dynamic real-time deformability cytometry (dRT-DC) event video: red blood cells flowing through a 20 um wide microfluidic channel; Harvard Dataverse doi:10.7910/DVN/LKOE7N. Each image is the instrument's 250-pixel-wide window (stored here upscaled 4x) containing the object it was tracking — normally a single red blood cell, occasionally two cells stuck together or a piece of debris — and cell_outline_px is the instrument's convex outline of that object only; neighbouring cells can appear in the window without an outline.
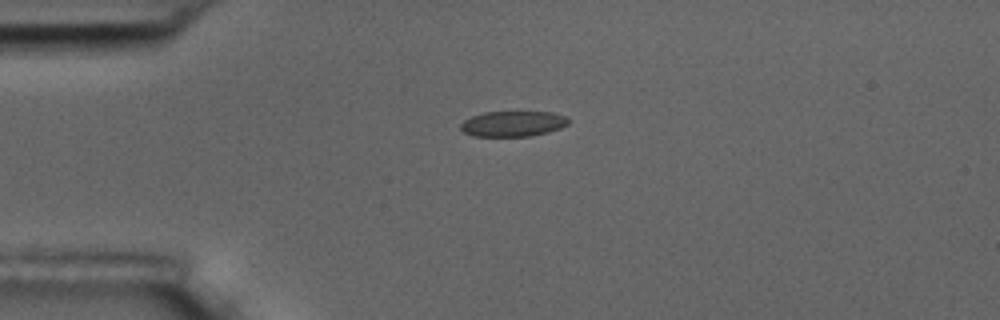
{"species": "common noctule bat (a hibernating species)", "species_latin": "Nyctalus noctula", "temperature_condition": "room temperature", "stored_images_in_passage": 2, "camera_frame_rate_fps": 3000, "um_per_image_px": 0.085, "animal": {"sex": "male", "body_mass_g": 17.5, "forearm_length_mm": 52.3}, "frame": {"image": 1, "passage_image": 1, "time_ms": 0.0, "image_size_px": [1000, 320], "cell_outline_px": [[568, 124], [560, 128], [548, 132], [528, 136], [472, 136], [464, 132], [460, 128], [460, 124], [464, 120], [472, 116], [484, 112], [552, 112], [568, 116]], "centroid_in_image_um": [43.6, 10.51], "position_along_channel_um": 41.4, "area_um2": 16.01}}